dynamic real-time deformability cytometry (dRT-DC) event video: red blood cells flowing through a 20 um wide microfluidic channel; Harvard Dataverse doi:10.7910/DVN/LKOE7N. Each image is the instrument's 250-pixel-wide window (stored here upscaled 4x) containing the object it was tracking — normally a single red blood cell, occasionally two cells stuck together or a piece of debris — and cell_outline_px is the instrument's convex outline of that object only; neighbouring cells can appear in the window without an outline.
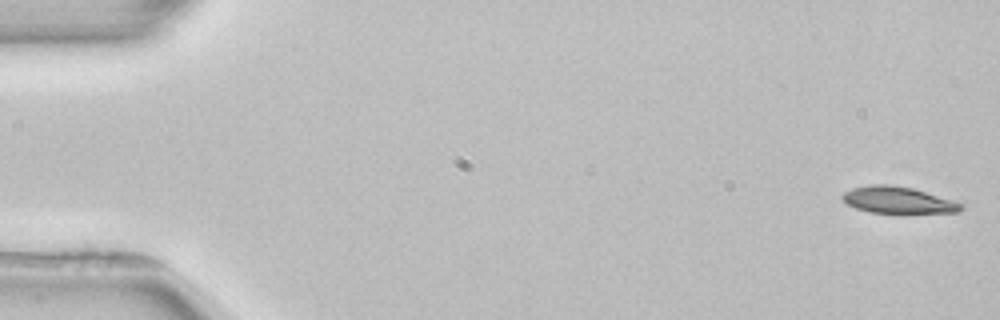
{"species": "common noctule bat (a hibernating species)", "species_latin": "Nyctalus noctula", "temperature_condition": "room temperature", "stored_images_in_passage": 5, "camera_frame_rate_fps": 3000, "um_per_image_px": 0.085, "animal": {"sex": "female", "body_mass_g": 22.7, "forearm_length_mm": 54.2}, "frame": {"image": 1, "passage_image": 1, "time_ms": 0.0, "image_size_px": [1000, 320], "cell_outline_px": [[964, 208], [960, 212], [904, 216], [868, 212], [856, 208], [848, 204], [840, 196], [844, 192], [852, 188], [872, 184], [892, 184], [912, 188], [952, 200], [964, 204]], "centroid_in_image_um": [76.39, 17.07], "position_along_channel_um": 8.6, "area_um2": 19.48}}
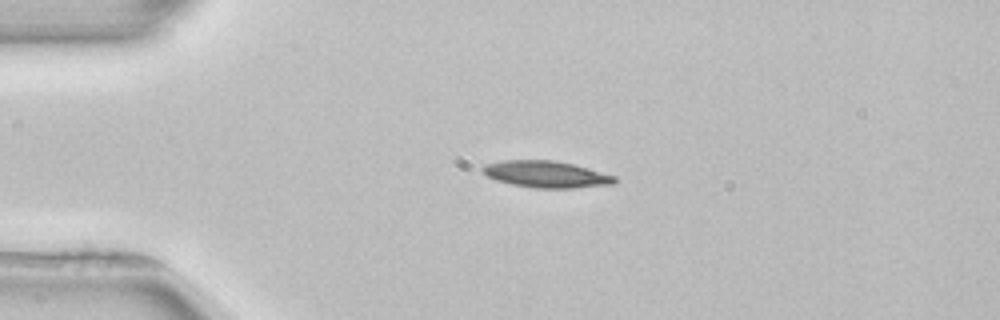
{"frame": {"image": 2, "passage_image": 3, "time_ms": 3.667, "image_size_px": [1000, 320], "cell_outline_px": [[616, 184], [572, 188], [536, 188], [512, 184], [496, 180], [480, 172], [480, 168], [484, 164], [504, 160], [556, 160], [572, 164], [616, 176]], "centroid_in_image_um": [46.39, 14.81], "position_along_channel_um": 38.6, "area_um2": 20.58}}